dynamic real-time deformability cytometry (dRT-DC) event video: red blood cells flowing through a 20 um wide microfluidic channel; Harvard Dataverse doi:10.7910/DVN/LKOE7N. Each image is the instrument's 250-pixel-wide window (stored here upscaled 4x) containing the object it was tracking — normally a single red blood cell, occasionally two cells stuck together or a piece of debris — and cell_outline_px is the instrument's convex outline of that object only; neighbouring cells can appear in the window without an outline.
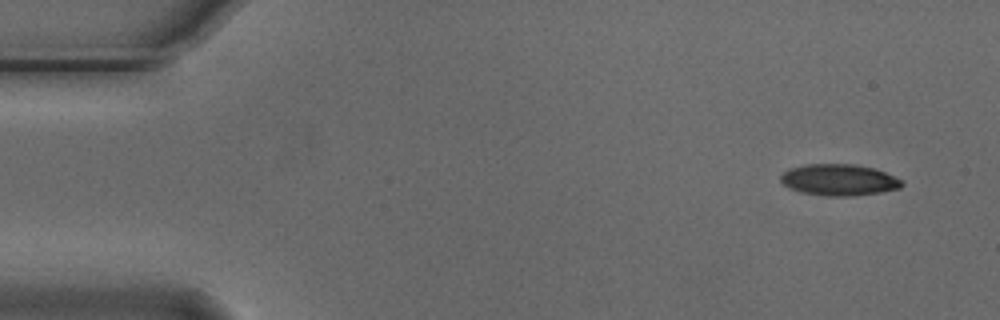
{"species": "Egyptian fruit bat (a non-hibernating species)", "species_latin": "Rousettus aegyptiacus", "temperature_condition": "cold", "stored_images_in_passage": 4, "camera_frame_rate_fps": 3000, "um_per_image_px": 0.085, "animal": {"sex": "male"}, "frame": {"image": 1, "passage_image": 1, "time_ms": 0.0, "image_size_px": [1000, 320], "cell_outline_px": [[904, 184], [900, 188], [880, 192], [852, 196], [828, 196], [800, 192], [788, 188], [780, 180], [780, 176], [784, 172], [792, 168], [808, 164], [852, 164], [872, 168], [884, 172], [904, 180]], "centroid_in_image_um": [71.32, 15.3], "position_along_channel_um": 13.7, "area_um2": 22.08}}
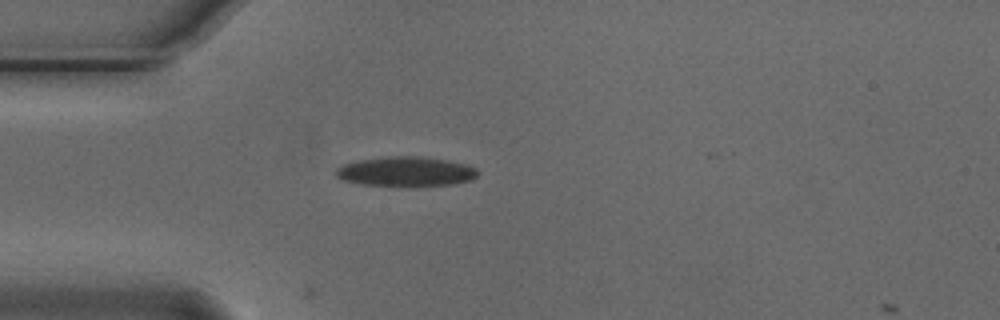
{"frame": {"image": 2, "passage_image": 4, "time_ms": 1.0, "image_size_px": [1000, 320], "cell_outline_px": [[480, 172], [472, 180], [452, 184], [360, 184], [344, 180], [336, 176], [336, 168], [344, 164], [360, 160], [388, 156], [420, 156], [448, 160], [464, 164], [476, 168]], "centroid_in_image_um": [34.52, 14.54], "position_along_channel_um": 50.5, "area_um2": 23.76}}